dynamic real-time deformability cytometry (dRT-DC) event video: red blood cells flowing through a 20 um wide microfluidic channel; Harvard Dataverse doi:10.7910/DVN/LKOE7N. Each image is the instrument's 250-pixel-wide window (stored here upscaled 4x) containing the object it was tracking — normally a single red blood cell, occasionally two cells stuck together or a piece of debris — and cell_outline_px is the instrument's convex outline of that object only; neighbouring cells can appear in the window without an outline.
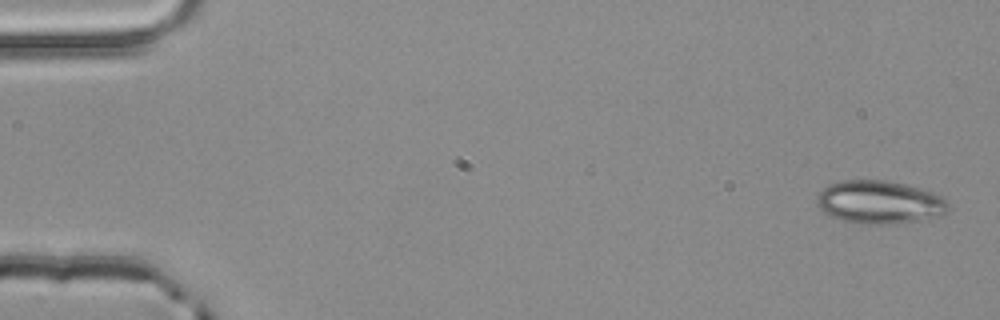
{"species": "common noctule bat (a hibernating species)", "species_latin": "Nyctalus noctula", "temperature_condition": "room temperature", "stored_images_in_passage": 4, "camera_frame_rate_fps": 3000, "um_per_image_px": 0.085, "animal": {"sex": "male", "body_mass_g": 20.4}, "frame": {"image": 1, "passage_image": 1, "time_ms": 0.0, "image_size_px": [1000, 320], "cell_outline_px": [[948, 208], [940, 216], [920, 220], [892, 224], [856, 224], [840, 220], [824, 212], [816, 204], [816, 200], [820, 192], [828, 184], [844, 180], [884, 180], [904, 184], [932, 192], [940, 196], [948, 204]], "centroid_in_image_um": [74.72, 17.2], "position_along_channel_um": 10.3, "area_um2": 32.89}}